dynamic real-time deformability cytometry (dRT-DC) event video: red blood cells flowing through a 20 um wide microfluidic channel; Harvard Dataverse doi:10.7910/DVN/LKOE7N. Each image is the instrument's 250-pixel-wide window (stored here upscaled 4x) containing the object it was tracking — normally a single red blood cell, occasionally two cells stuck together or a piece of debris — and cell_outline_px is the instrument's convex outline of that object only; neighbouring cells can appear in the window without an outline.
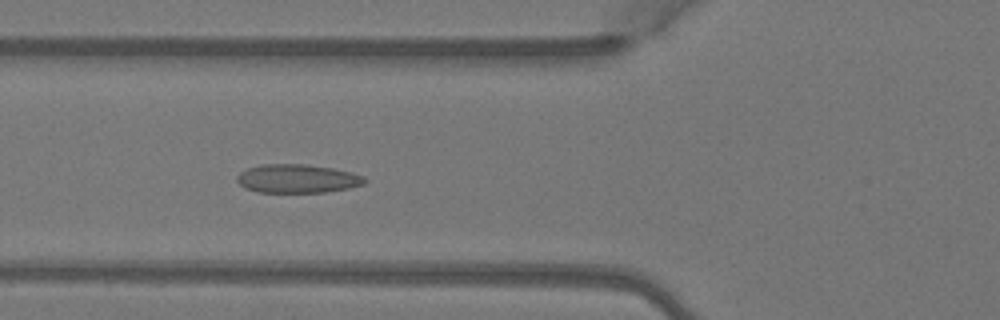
{"species": "Egyptian fruit bat (a non-hibernating species)", "species_latin": "Rousettus aegyptiacus", "temperature_condition": "warm", "stored_images_in_passage": 4, "camera_frame_rate_fps": 3000, "um_per_image_px": 0.085, "animal": {"sex": "female"}, "frame": {"image": 1, "passage_image": 3, "time_ms": 0.667, "image_size_px": [1000, 320], "cell_outline_px": [[368, 180], [364, 184], [348, 188], [324, 192], [260, 192], [244, 188], [236, 180], [236, 176], [240, 172], [248, 168], [260, 164], [304, 164], [332, 168], [352, 172], [364, 176]], "centroid_in_image_um": [25.27, 15.18], "position_along_channel_um": 100.5, "area_um2": 21.33}}
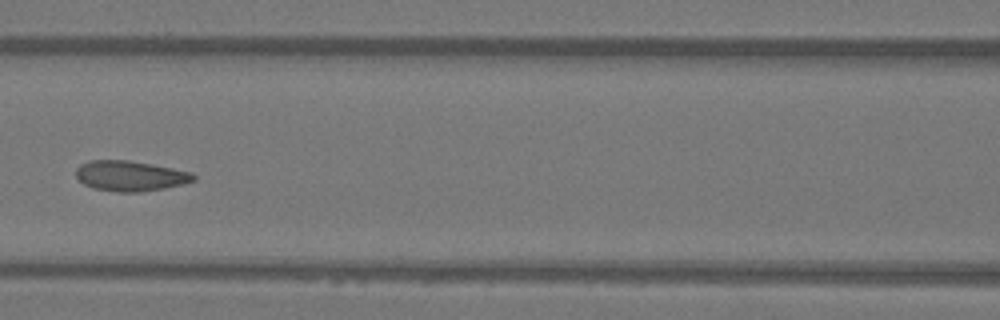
{"frame": {"image": 2, "passage_image": 4, "time_ms": 1.0, "image_size_px": [1000, 320], "cell_outline_px": [[196, 180], [184, 184], [164, 188], [140, 192], [120, 192], [92, 188], [84, 184], [76, 176], [76, 168], [80, 164], [88, 160], [128, 160], [152, 164], [192, 172], [196, 176]], "centroid_in_image_um": [11.08, 14.95], "position_along_channel_um": 155.5, "area_um2": 20.87}}